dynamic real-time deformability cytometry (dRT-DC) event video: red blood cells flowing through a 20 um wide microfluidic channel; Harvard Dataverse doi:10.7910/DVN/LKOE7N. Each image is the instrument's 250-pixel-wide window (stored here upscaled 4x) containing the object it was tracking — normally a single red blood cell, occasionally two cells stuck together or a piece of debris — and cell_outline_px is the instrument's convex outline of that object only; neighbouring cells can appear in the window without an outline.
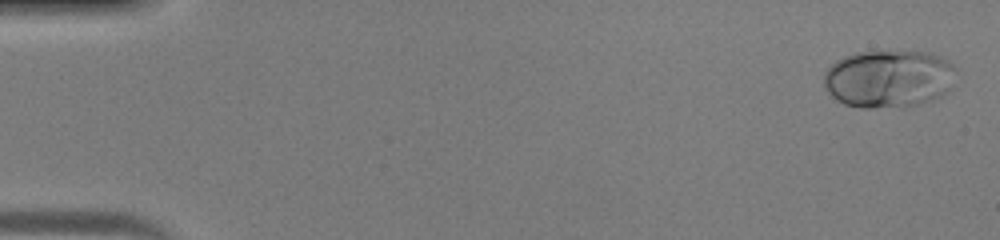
{"species": "human", "species_latin": "Homo sapiens", "temperature_condition": "warm", "stored_images_in_passage": 46, "camera_frame_rate_fps": 3000, "um_per_image_px": 0.085, "donor": {"sex": "male"}, "frame": {"image": 1, "passage_image": 2, "time_ms": 0.333, "image_size_px": [1000, 240], "cell_outline_px": [[956, 68], [952, 88], [944, 96], [920, 104], [872, 108], [860, 108], [844, 104], [836, 100], [824, 88], [824, 72], [836, 60], [844, 56], [856, 52], [928, 52], [940, 56], [948, 60]], "centroid_in_image_um": [75.55, 6.7], "position_along_channel_um": 9.4, "area_um2": 44.8}}
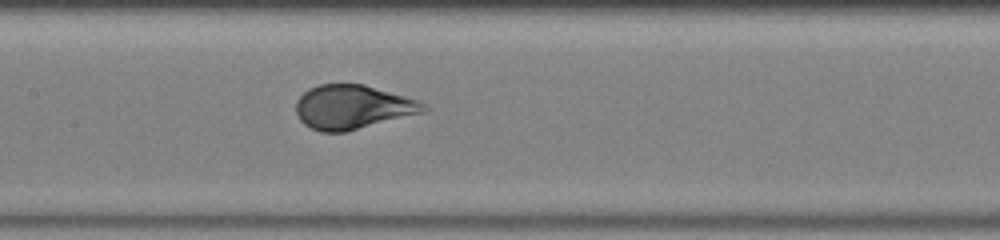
{"frame": {"image": 2, "passage_image": 23, "time_ms": 7.333, "image_size_px": [1000, 240], "cell_outline_px": [[432, 108], [424, 112], [344, 132], [320, 132], [304, 124], [300, 120], [296, 112], [296, 100], [308, 88], [320, 84], [364, 84], [404, 96], [416, 100]], "centroid_in_image_um": [29.95, 9.1], "position_along_channel_um": 177.4, "area_um2": 32.6}}
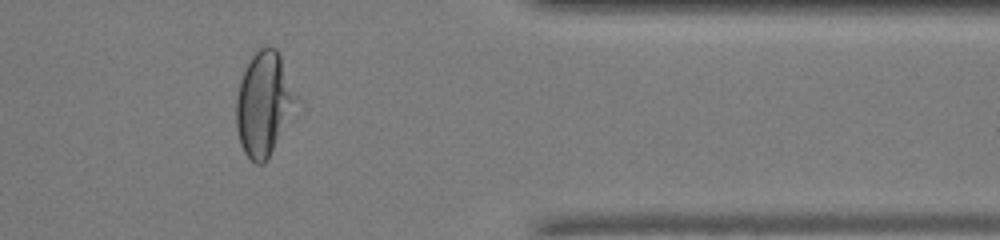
{"frame": {"image": 3, "passage_image": 38, "time_ms": 12.333, "image_size_px": [1000, 240], "cell_outline_px": [[304, 104], [268, 160], [264, 164], [256, 164], [244, 152], [240, 144], [236, 128], [236, 96], [240, 80], [244, 68], [252, 56], [260, 48], [268, 44], [276, 48]], "centroid_in_image_um": [22.54, 8.87], "position_along_channel_um": 388.9, "area_um2": 38.44}}